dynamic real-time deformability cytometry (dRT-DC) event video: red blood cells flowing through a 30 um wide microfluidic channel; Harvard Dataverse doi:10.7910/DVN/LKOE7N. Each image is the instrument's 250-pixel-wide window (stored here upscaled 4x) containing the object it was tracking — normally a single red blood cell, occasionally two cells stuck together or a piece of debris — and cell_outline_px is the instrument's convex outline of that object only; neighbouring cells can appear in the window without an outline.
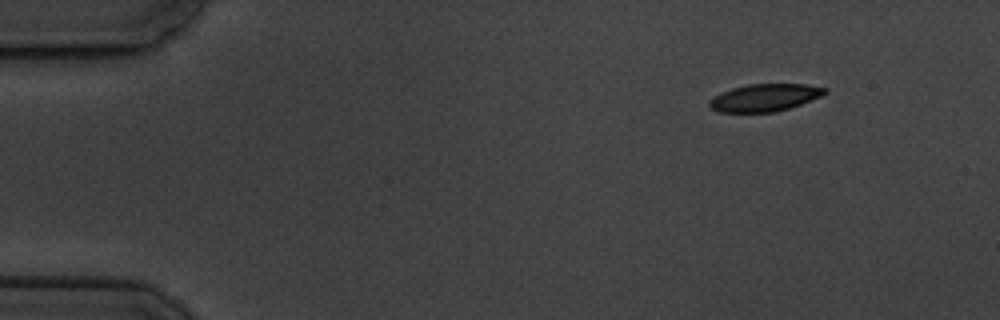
{"species": "common noctule bat (a hibernating species)", "species_latin": "Nyctalus noctula", "temperature_condition": "cold", "stored_images_in_passage": 5, "camera_frame_rate_fps": 3000, "um_per_image_px": 0.085, "animal": {"sex": "male", "body_mass_g": 19.5, "forearm_length_mm": 54.6}, "frame": {"image": 1, "passage_image": 1, "time_ms": 0.0, "image_size_px": [1000, 320], "cell_outline_px": [[828, 92], [820, 96], [800, 104], [776, 112], [720, 112], [712, 108], [708, 104], [708, 100], [732, 88], [748, 84], [804, 84], [828, 88]], "centroid_in_image_um": [65.01, 8.29], "position_along_channel_um": 20.0, "area_um2": 18.21}}
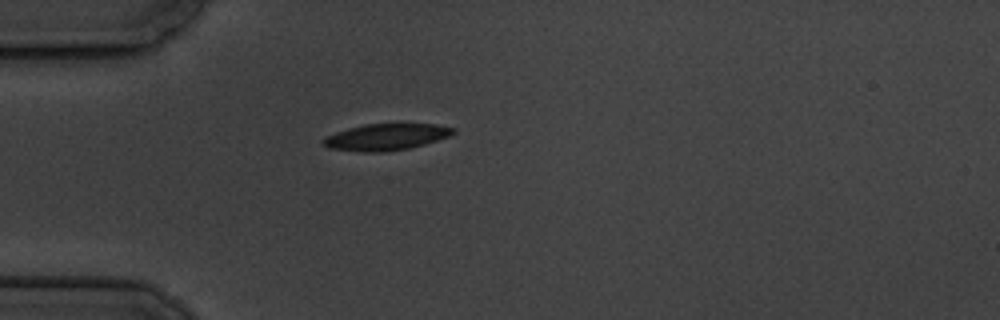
{"frame": {"image": 2, "passage_image": 4, "time_ms": 3.333, "image_size_px": [1000, 320], "cell_outline_px": [[456, 132], [448, 136], [424, 144], [408, 148], [384, 152], [364, 152], [328, 148], [320, 140], [324, 136], [348, 128], [364, 124], [436, 124], [456, 128]], "centroid_in_image_um": [32.78, 11.64], "position_along_channel_um": 52.2, "area_um2": 20.06}}